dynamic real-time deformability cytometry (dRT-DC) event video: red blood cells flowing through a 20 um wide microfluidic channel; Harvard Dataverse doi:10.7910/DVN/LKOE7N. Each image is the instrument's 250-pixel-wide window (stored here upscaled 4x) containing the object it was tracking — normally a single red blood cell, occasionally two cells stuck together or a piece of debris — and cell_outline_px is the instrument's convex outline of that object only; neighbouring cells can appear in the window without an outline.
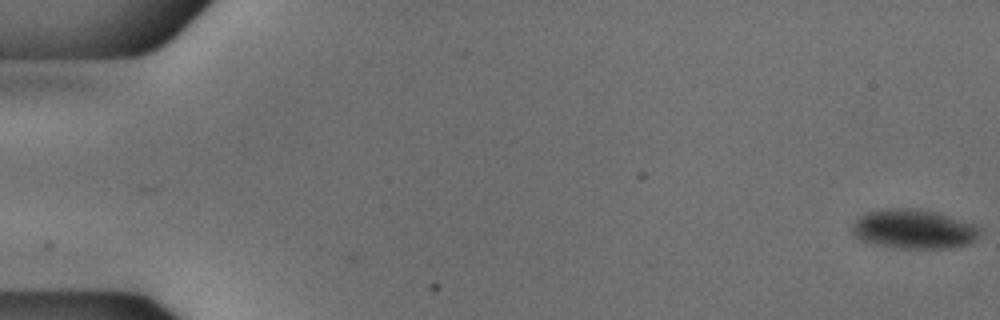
{"species": "common noctule bat (a hibernating species)", "species_latin": "Nyctalus noctula", "temperature_condition": "cold", "stored_images_in_passage": 3, "camera_frame_rate_fps": 3000, "um_per_image_px": 0.085, "animal": {"sex": "male", "body_mass_g": 18.8}, "frame": {"image": 1, "passage_image": 1, "time_ms": 0.0, "image_size_px": [1000, 320], "cell_outline_px": [[984, 232], [980, 236], [968, 244], [952, 248], [896, 248], [876, 244], [860, 240], [852, 232], [852, 224], [864, 212], [884, 208], [920, 208], [940, 212], [976, 224]], "centroid_in_image_um": [77.72, 19.45], "position_along_channel_um": 7.3, "area_um2": 29.94}}